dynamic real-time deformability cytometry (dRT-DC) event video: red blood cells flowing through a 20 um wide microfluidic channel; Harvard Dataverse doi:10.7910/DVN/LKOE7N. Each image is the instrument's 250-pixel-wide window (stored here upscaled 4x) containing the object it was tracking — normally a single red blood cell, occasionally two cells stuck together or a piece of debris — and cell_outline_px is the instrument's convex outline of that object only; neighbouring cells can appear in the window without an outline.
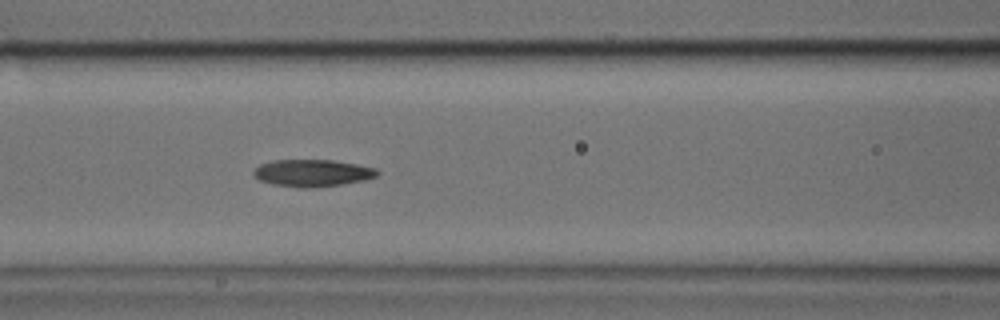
{"species": "common noctule bat (a hibernating species)", "species_latin": "Nyctalus noctula", "temperature_condition": "cold", "stored_images_in_passage": 41, "camera_frame_rate_fps": 3000, "um_per_image_px": 0.085, "animal": {"sex": "male", "body_mass_g": 17.9, "forearm_length_mm": 54.2}, "frame": {"image": 1, "passage_image": 12, "time_ms": 3.667, "image_size_px": [1000, 320], "cell_outline_px": [[380, 172], [376, 176], [364, 180], [340, 184], [308, 188], [300, 188], [272, 184], [260, 180], [252, 172], [260, 164], [272, 160], [332, 160], [356, 164], [376, 168]], "centroid_in_image_um": [26.55, 14.7], "position_along_channel_um": 140.1, "area_um2": 19.36}}
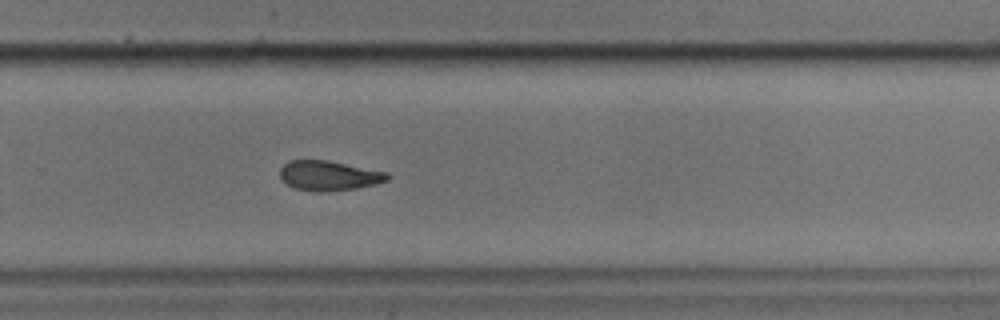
{"frame": {"image": 2, "passage_image": 24, "time_ms": 7.667, "image_size_px": [1000, 320], "cell_outline_px": [[392, 176], [388, 180], [376, 184], [356, 188], [320, 192], [316, 192], [296, 188], [288, 184], [280, 176], [280, 168], [288, 160], [328, 160], [388, 172]], "centroid_in_image_um": [27.99, 14.92], "position_along_channel_um": 301.8, "area_um2": 18.67}}